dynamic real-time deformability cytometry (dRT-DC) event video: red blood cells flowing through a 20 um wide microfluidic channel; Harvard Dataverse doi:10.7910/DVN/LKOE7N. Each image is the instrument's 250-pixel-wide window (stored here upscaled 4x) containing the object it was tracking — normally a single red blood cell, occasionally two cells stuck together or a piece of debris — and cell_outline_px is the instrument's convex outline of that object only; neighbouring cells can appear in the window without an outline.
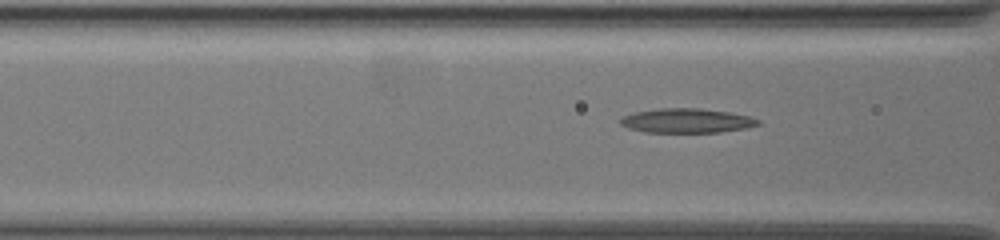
{"species": "common noctule bat (a hibernating species)", "species_latin": "Nyctalus noctula", "temperature_condition": "warm", "stored_images_in_passage": 34, "camera_frame_rate_fps": 3000, "um_per_image_px": 0.085, "animal": {"sex": "female", "body_mass_g": 19.5, "forearm_length_mm": 54.1}, "frame": {"image": 1, "passage_image": 9, "time_ms": 2.667, "image_size_px": [1000, 240], "cell_outline_px": [[760, 124], [744, 128], [720, 132], [644, 132], [628, 128], [620, 124], [620, 120], [624, 116], [636, 112], [660, 108], [700, 108], [728, 112], [748, 116], [760, 120]], "centroid_in_image_um": [58.36, 10.26], "position_along_channel_um": 108.2, "area_um2": 19.36}}
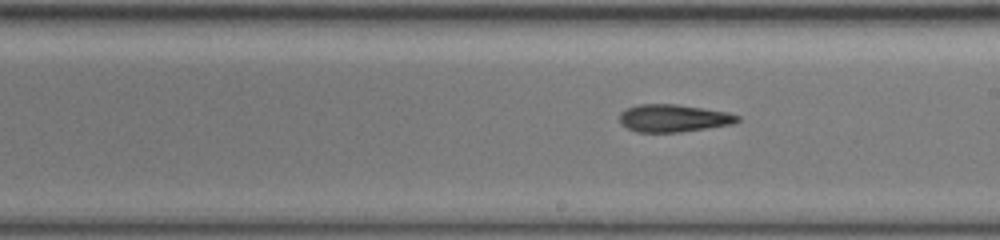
{"frame": {"image": 2, "passage_image": 19, "time_ms": 6.0, "image_size_px": [1000, 240], "cell_outline_px": [[740, 120], [732, 124], [680, 132], [636, 132], [620, 124], [620, 112], [636, 104], [676, 104], [728, 112], [740, 116]], "centroid_in_image_um": [57.23, 10.04], "position_along_channel_um": 231.8, "area_um2": 18.9}}
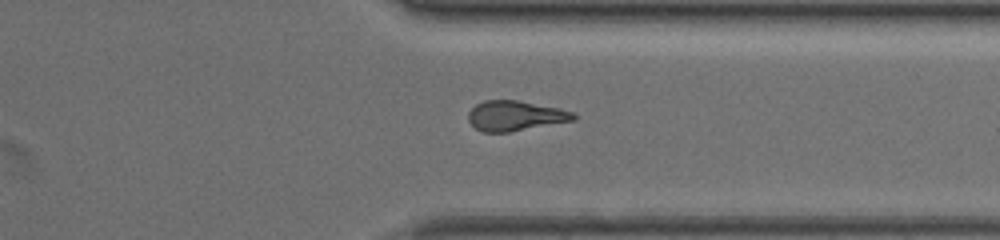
{"frame": {"image": 3, "passage_image": 30, "time_ms": 9.667, "image_size_px": [1000, 240], "cell_outline_px": [[576, 120], [508, 132], [484, 132], [476, 128], [468, 120], [468, 112], [476, 104], [484, 100], [516, 100], [560, 108], [572, 112], [576, 116]], "centroid_in_image_um": [43.79, 9.84], "position_along_channel_um": 367.6, "area_um2": 18.32}}